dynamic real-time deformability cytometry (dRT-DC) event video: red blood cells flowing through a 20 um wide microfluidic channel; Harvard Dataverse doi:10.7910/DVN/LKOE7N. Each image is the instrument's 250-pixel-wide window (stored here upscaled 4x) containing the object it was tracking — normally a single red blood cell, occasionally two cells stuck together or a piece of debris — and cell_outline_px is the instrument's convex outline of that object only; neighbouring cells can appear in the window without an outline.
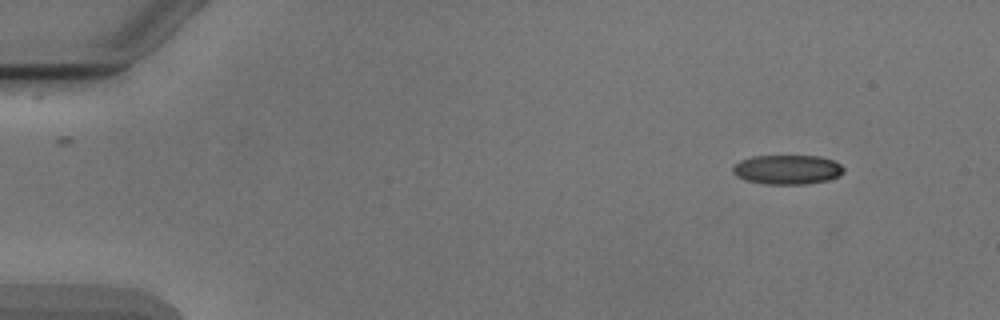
{"species": "Egyptian fruit bat (a non-hibernating species)", "species_latin": "Rousettus aegyptiacus", "temperature_condition": "cold", "stored_images_in_passage": 4, "camera_frame_rate_fps": 3000, "um_per_image_px": 0.085, "animal": {"sex": "male"}, "frame": {"image": 1, "passage_image": 1, "time_ms": 0.0, "image_size_px": [1000, 320], "cell_outline_px": [[844, 172], [840, 176], [828, 180], [804, 184], [768, 184], [748, 180], [736, 176], [732, 172], [732, 168], [740, 160], [752, 156], [820, 156], [832, 160], [840, 164], [844, 168]], "centroid_in_image_um": [66.94, 14.41], "position_along_channel_um": 18.1, "area_um2": 18.96}}
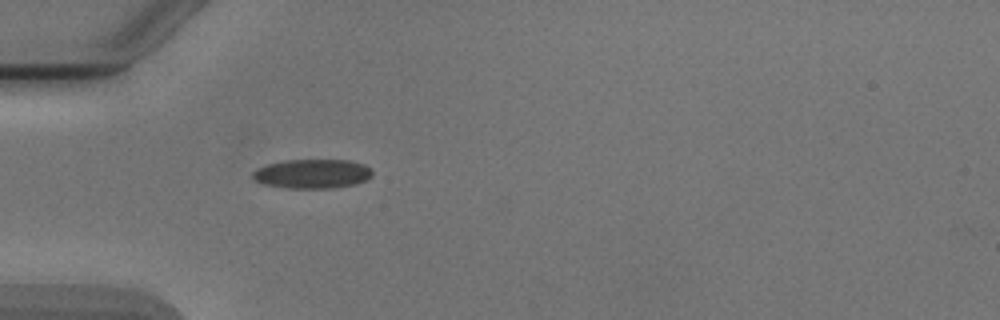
{"frame": {"image": 2, "passage_image": 4, "time_ms": 3.667, "image_size_px": [1000, 320], "cell_outline_px": [[372, 176], [364, 180], [352, 184], [328, 188], [288, 188], [264, 184], [256, 180], [252, 176], [252, 172], [268, 164], [284, 160], [348, 160], [364, 164], [372, 168]], "centroid_in_image_um": [26.56, 14.76], "position_along_channel_um": 58.4, "area_um2": 20.11}}